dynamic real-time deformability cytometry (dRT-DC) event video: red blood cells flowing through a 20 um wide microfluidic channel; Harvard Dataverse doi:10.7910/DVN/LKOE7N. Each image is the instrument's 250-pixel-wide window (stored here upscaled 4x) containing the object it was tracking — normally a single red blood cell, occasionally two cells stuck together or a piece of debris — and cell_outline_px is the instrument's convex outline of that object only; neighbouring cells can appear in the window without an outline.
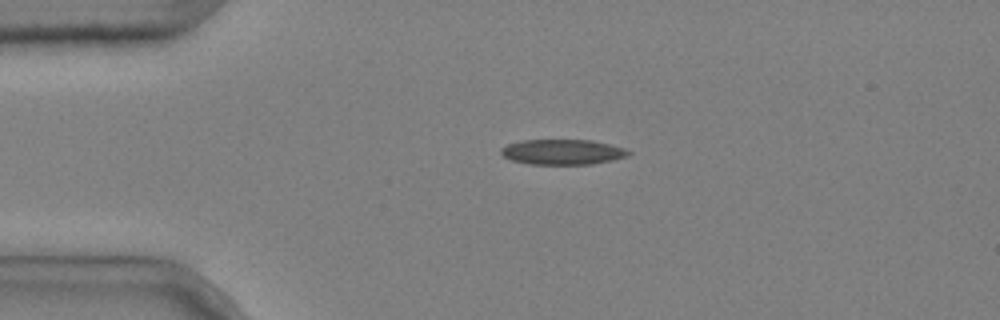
{"species": "common noctule bat (a hibernating species)", "species_latin": "Nyctalus noctula", "temperature_condition": "cold", "stored_images_in_passage": 2, "camera_frame_rate_fps": 3000, "um_per_image_px": 0.085, "animal": {"sex": "male", "body_mass_g": 20.4}, "frame": {"image": 1, "passage_image": 1, "time_ms": 0.0, "image_size_px": [1000, 320], "cell_outline_px": [[632, 152], [628, 156], [612, 160], [592, 164], [528, 164], [512, 160], [504, 156], [500, 152], [500, 148], [508, 144], [520, 140], [592, 140], [624, 148]], "centroid_in_image_um": [47.81, 12.91], "position_along_channel_um": 37.2, "area_um2": 18.73}}